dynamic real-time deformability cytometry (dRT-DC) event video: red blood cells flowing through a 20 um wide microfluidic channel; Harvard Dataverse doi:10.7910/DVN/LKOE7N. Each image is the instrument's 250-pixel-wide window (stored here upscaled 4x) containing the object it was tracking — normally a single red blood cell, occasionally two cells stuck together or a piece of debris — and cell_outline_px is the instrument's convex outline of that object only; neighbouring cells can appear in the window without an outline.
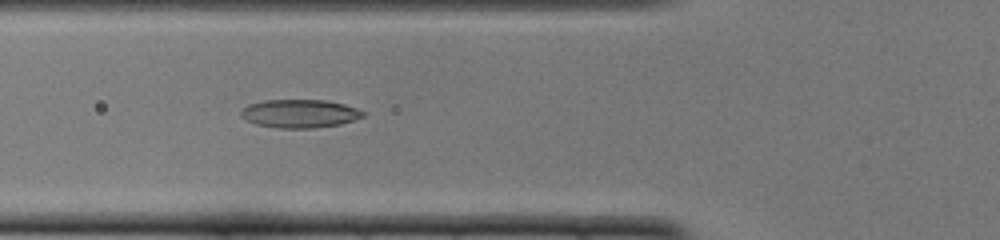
{"species": "common noctule bat (a hibernating species)", "species_latin": "Nyctalus noctula", "temperature_condition": "cold", "stored_images_in_passage": 46, "camera_frame_rate_fps": 3000, "um_per_image_px": 0.085, "animal": {"sex": "female", "body_mass_g": 22.0, "forearm_length_mm": 56.7}, "frame": {"image": 1, "passage_image": 13, "time_ms": 4.0, "image_size_px": [1000, 240], "cell_outline_px": [[368, 112], [364, 116], [340, 124], [312, 128], [280, 128], [256, 124], [240, 116], [240, 112], [248, 104], [264, 100], [324, 100], [344, 104]], "centroid_in_image_um": [25.49, 9.65], "position_along_channel_um": 100.3, "area_um2": 20.06}}
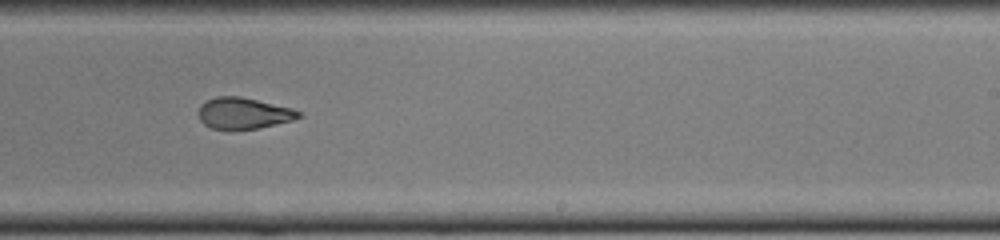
{"frame": {"image": 2, "passage_image": 26, "time_ms": 8.333, "image_size_px": [1000, 240], "cell_outline_px": [[304, 116], [292, 120], [260, 128], [232, 132], [228, 132], [212, 128], [204, 124], [200, 120], [196, 112], [200, 104], [216, 96], [240, 96], [292, 108], [304, 112]], "centroid_in_image_um": [20.68, 9.66], "position_along_channel_um": 268.3, "area_um2": 19.02}}
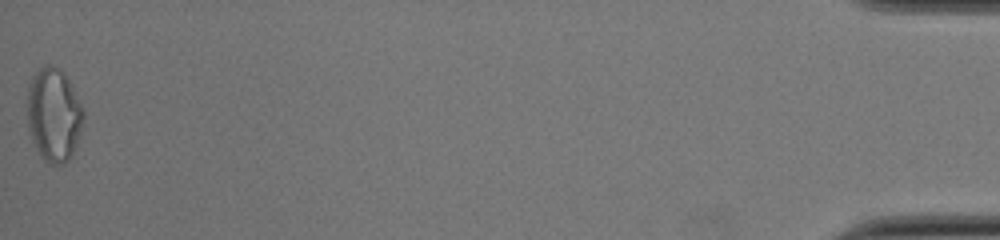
{"frame": {"image": 3, "passage_image": 46, "time_ms": 15.0, "image_size_px": [1000, 240], "cell_outline_px": [[84, 116], [80, 132], [76, 144], [68, 160], [64, 164], [52, 164], [44, 160], [40, 156], [28, 132], [28, 88], [32, 76], [44, 64], [52, 64], [60, 68], [64, 72], [84, 112]], "centroid_in_image_um": [4.55, 9.74], "position_along_channel_um": 430.6, "area_um2": 30.4}, "authors_computed_cell_mechanics": {"area_um2": 19.7676, "velocity_mm_per_s": 3.8795, "shape_relaxation_time_tau1_ms": null, "shape_relaxation_time_tau2_ms": 2.7103, "deformation_change_tau1": null, "deformation_change_tau2": 0.0986}}